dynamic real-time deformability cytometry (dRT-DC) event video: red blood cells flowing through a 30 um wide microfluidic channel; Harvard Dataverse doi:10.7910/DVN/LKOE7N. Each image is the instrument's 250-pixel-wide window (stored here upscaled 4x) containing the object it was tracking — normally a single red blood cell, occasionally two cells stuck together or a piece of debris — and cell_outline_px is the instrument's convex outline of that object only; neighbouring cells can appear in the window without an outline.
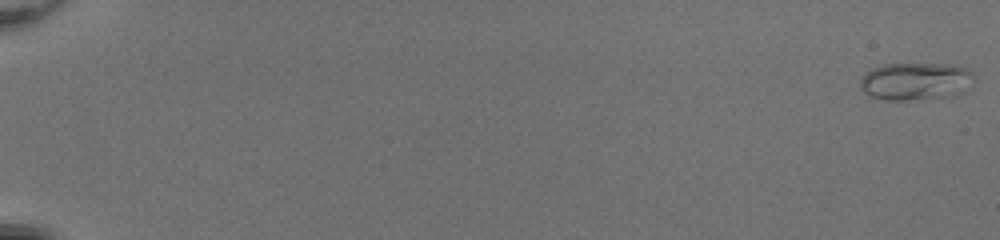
{"species": "common noctule bat (a hibernating species)", "species_latin": "Nyctalus noctula", "temperature_condition": "room temperature", "stored_images_in_passage": 55, "camera_frame_rate_fps": 3000, "um_per_image_px": 0.085, "animal": {"sex": "female", "body_mass_g": 20.0, "forearm_length_mm": 54.0}, "frame": {"image": 1, "passage_image": 1, "time_ms": 0.0, "image_size_px": [1000, 240], "cell_outline_px": [[976, 80], [964, 92], [952, 96], [904, 100], [884, 100], [868, 96], [860, 88], [860, 80], [872, 68], [884, 64], [956, 64], [968, 68], [972, 72]], "centroid_in_image_um": [77.88, 6.91], "position_along_channel_um": 7.1, "area_um2": 25.32}}
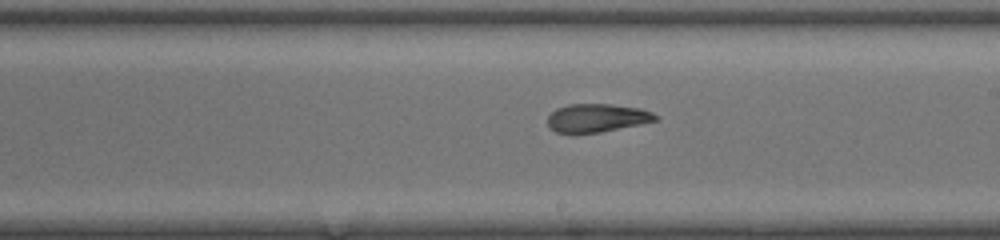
{"frame": {"image": 2, "passage_image": 35, "time_ms": 11.333, "image_size_px": [1000, 240], "cell_outline_px": [[660, 120], [600, 132], [572, 136], [556, 132], [548, 124], [548, 116], [556, 108], [568, 104], [612, 104], [640, 108], [652, 112], [660, 116]], "centroid_in_image_um": [50.74, 10.05], "position_along_channel_um": 238.3, "area_um2": 18.32}}
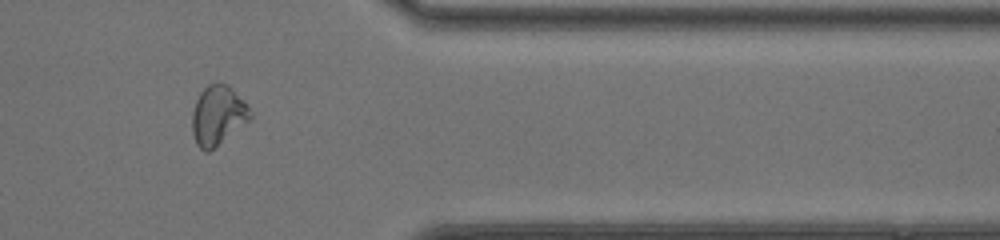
{"frame": {"image": 3, "passage_image": 47, "time_ms": 15.333, "image_size_px": [1000, 240], "cell_outline_px": [[252, 116], [248, 120], [208, 152], [204, 152], [196, 144], [192, 132], [192, 112], [196, 100], [200, 92], [208, 84], [228, 84], [248, 104], [252, 112]], "centroid_in_image_um": [18.5, 9.79], "position_along_channel_um": 392.9, "area_um2": 19.88}, "authors_computed_cell_mechanics": {"area_um2": 19.7676, "velocity_mm_per_s": 4.0995, "shape_relaxation_time_tau1_ms": 5.6781, "shape_relaxation_time_tau2_ms": 2.269, "deformation_change_tau1": 0.1953, "deformation_change_tau2": 0.1017}}